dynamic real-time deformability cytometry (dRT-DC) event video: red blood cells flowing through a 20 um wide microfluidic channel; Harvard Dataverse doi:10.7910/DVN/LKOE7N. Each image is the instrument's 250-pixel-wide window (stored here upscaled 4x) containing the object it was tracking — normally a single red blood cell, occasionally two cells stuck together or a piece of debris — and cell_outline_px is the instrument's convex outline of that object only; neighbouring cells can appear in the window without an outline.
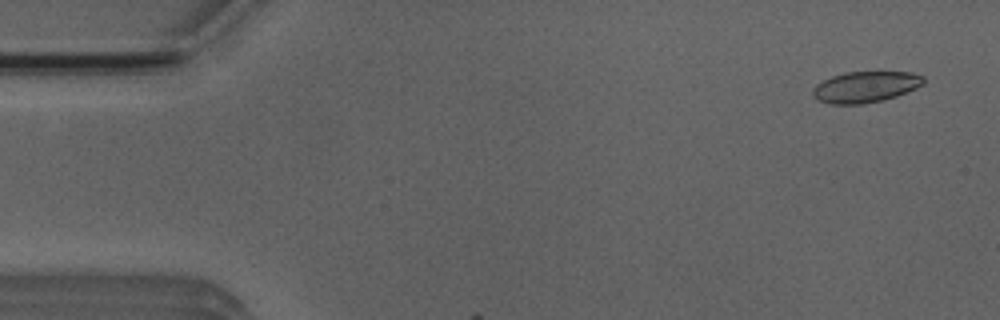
{"species": "Egyptian fruit bat (a non-hibernating species)", "species_latin": "Rousettus aegyptiacus", "temperature_condition": "room temperature", "stored_images_in_passage": 2, "camera_frame_rate_fps": 3000, "um_per_image_px": 0.085, "animal": {"sex": "male"}, "frame": {"image": 1, "passage_image": 1, "time_ms": 0.0, "image_size_px": [1000, 320], "cell_outline_px": [[924, 84], [916, 88], [896, 96], [864, 104], [832, 104], [820, 100], [812, 96], [812, 88], [816, 84], [832, 76], [844, 72], [912, 72], [924, 76]], "centroid_in_image_um": [73.56, 7.38], "position_along_channel_um": 11.4, "area_um2": 20.0}}